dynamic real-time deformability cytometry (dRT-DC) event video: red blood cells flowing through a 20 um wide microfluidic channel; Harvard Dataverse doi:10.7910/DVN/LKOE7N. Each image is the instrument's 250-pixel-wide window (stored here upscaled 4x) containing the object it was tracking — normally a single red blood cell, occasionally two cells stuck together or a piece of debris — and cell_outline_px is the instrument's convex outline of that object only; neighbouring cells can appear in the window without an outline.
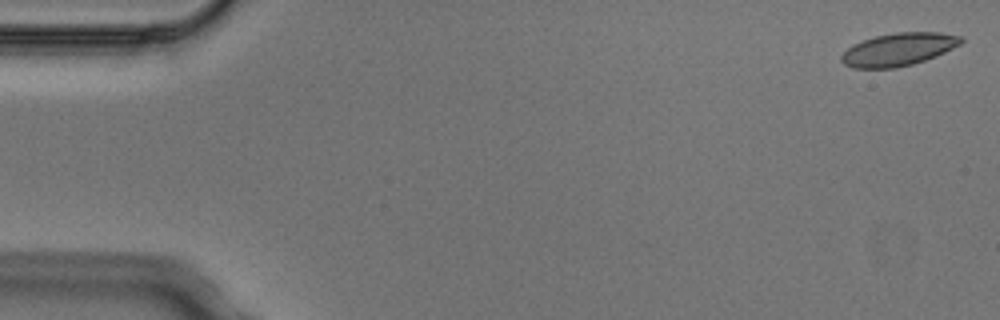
{"species": "Egyptian fruit bat (a non-hibernating species)", "species_latin": "Rousettus aegyptiacus", "temperature_condition": "cold", "stored_images_in_passage": 4, "camera_frame_rate_fps": 3000, "um_per_image_px": 0.085, "animal": {"sex": "male"}, "frame": {"image": 1, "passage_image": 1, "time_ms": 0.0, "image_size_px": [1000, 320], "cell_outline_px": [[964, 40], [960, 44], [936, 56], [912, 64], [896, 68], [852, 68], [844, 64], [840, 60], [840, 56], [852, 44], [876, 36], [896, 32], [940, 32], [964, 36]], "centroid_in_image_um": [76.37, 4.19], "position_along_channel_um": 8.6, "area_um2": 22.89}}
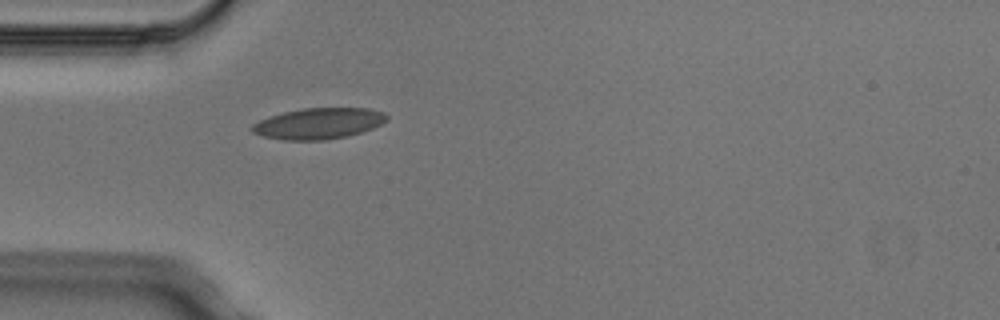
{"frame": {"image": 2, "passage_image": 4, "time_ms": 1.0, "image_size_px": [1000, 320], "cell_outline_px": [[388, 120], [372, 128], [348, 136], [328, 140], [280, 140], [264, 136], [252, 132], [252, 124], [268, 116], [284, 112], [304, 108], [368, 108], [384, 112], [388, 116]], "centroid_in_image_um": [27.08, 10.5], "position_along_channel_um": 57.9, "area_um2": 24.39}}